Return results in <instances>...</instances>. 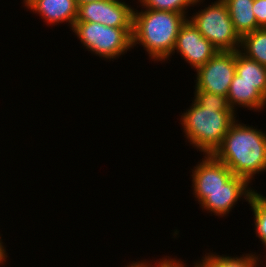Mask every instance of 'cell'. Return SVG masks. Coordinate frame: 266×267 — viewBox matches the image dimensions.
<instances>
[{
	"label": "cell",
	"instance_id": "3",
	"mask_svg": "<svg viewBox=\"0 0 266 267\" xmlns=\"http://www.w3.org/2000/svg\"><path fill=\"white\" fill-rule=\"evenodd\" d=\"M236 117L232 108L201 107L193 100L182 113L180 124L190 145L208 155L220 146Z\"/></svg>",
	"mask_w": 266,
	"mask_h": 267
},
{
	"label": "cell",
	"instance_id": "24",
	"mask_svg": "<svg viewBox=\"0 0 266 267\" xmlns=\"http://www.w3.org/2000/svg\"><path fill=\"white\" fill-rule=\"evenodd\" d=\"M95 1H100V0H76L77 5H82L84 3H90V2H95Z\"/></svg>",
	"mask_w": 266,
	"mask_h": 267
},
{
	"label": "cell",
	"instance_id": "19",
	"mask_svg": "<svg viewBox=\"0 0 266 267\" xmlns=\"http://www.w3.org/2000/svg\"><path fill=\"white\" fill-rule=\"evenodd\" d=\"M194 101L201 107L231 108L227 97L207 91H194Z\"/></svg>",
	"mask_w": 266,
	"mask_h": 267
},
{
	"label": "cell",
	"instance_id": "9",
	"mask_svg": "<svg viewBox=\"0 0 266 267\" xmlns=\"http://www.w3.org/2000/svg\"><path fill=\"white\" fill-rule=\"evenodd\" d=\"M175 50L195 70L205 65L218 52L188 19L180 27L174 54Z\"/></svg>",
	"mask_w": 266,
	"mask_h": 267
},
{
	"label": "cell",
	"instance_id": "17",
	"mask_svg": "<svg viewBox=\"0 0 266 267\" xmlns=\"http://www.w3.org/2000/svg\"><path fill=\"white\" fill-rule=\"evenodd\" d=\"M205 0H138L144 9L171 11L188 16V8L201 5ZM200 2V3H199ZM187 10V11H186Z\"/></svg>",
	"mask_w": 266,
	"mask_h": 267
},
{
	"label": "cell",
	"instance_id": "10",
	"mask_svg": "<svg viewBox=\"0 0 266 267\" xmlns=\"http://www.w3.org/2000/svg\"><path fill=\"white\" fill-rule=\"evenodd\" d=\"M192 170L193 191H214L223 188V185L234 174L212 154L204 155Z\"/></svg>",
	"mask_w": 266,
	"mask_h": 267
},
{
	"label": "cell",
	"instance_id": "23",
	"mask_svg": "<svg viewBox=\"0 0 266 267\" xmlns=\"http://www.w3.org/2000/svg\"><path fill=\"white\" fill-rule=\"evenodd\" d=\"M125 267H144V266L139 261H137V262L133 261L132 263H129Z\"/></svg>",
	"mask_w": 266,
	"mask_h": 267
},
{
	"label": "cell",
	"instance_id": "4",
	"mask_svg": "<svg viewBox=\"0 0 266 267\" xmlns=\"http://www.w3.org/2000/svg\"><path fill=\"white\" fill-rule=\"evenodd\" d=\"M72 31L83 44L82 46L105 60L118 59L133 48V28H115L93 22H75Z\"/></svg>",
	"mask_w": 266,
	"mask_h": 267
},
{
	"label": "cell",
	"instance_id": "18",
	"mask_svg": "<svg viewBox=\"0 0 266 267\" xmlns=\"http://www.w3.org/2000/svg\"><path fill=\"white\" fill-rule=\"evenodd\" d=\"M254 217V229L256 237L262 242L266 248V197L256 192L248 202Z\"/></svg>",
	"mask_w": 266,
	"mask_h": 267
},
{
	"label": "cell",
	"instance_id": "14",
	"mask_svg": "<svg viewBox=\"0 0 266 267\" xmlns=\"http://www.w3.org/2000/svg\"><path fill=\"white\" fill-rule=\"evenodd\" d=\"M232 81L253 84L266 97V67L236 51V69Z\"/></svg>",
	"mask_w": 266,
	"mask_h": 267
},
{
	"label": "cell",
	"instance_id": "8",
	"mask_svg": "<svg viewBox=\"0 0 266 267\" xmlns=\"http://www.w3.org/2000/svg\"><path fill=\"white\" fill-rule=\"evenodd\" d=\"M134 7L123 0H100L78 6L76 22H93L115 28H133Z\"/></svg>",
	"mask_w": 266,
	"mask_h": 267
},
{
	"label": "cell",
	"instance_id": "12",
	"mask_svg": "<svg viewBox=\"0 0 266 267\" xmlns=\"http://www.w3.org/2000/svg\"><path fill=\"white\" fill-rule=\"evenodd\" d=\"M227 99L234 112L237 107L257 112L266 108V97L253 84L244 81L231 82Z\"/></svg>",
	"mask_w": 266,
	"mask_h": 267
},
{
	"label": "cell",
	"instance_id": "5",
	"mask_svg": "<svg viewBox=\"0 0 266 267\" xmlns=\"http://www.w3.org/2000/svg\"><path fill=\"white\" fill-rule=\"evenodd\" d=\"M187 19L218 51L240 50L241 38L235 32L227 5L223 0L208 4Z\"/></svg>",
	"mask_w": 266,
	"mask_h": 267
},
{
	"label": "cell",
	"instance_id": "21",
	"mask_svg": "<svg viewBox=\"0 0 266 267\" xmlns=\"http://www.w3.org/2000/svg\"><path fill=\"white\" fill-rule=\"evenodd\" d=\"M253 13L260 28H266V0H254Z\"/></svg>",
	"mask_w": 266,
	"mask_h": 267
},
{
	"label": "cell",
	"instance_id": "2",
	"mask_svg": "<svg viewBox=\"0 0 266 267\" xmlns=\"http://www.w3.org/2000/svg\"><path fill=\"white\" fill-rule=\"evenodd\" d=\"M186 20L181 13L134 8L132 47L142 45L154 62L167 61L173 55L180 27Z\"/></svg>",
	"mask_w": 266,
	"mask_h": 267
},
{
	"label": "cell",
	"instance_id": "20",
	"mask_svg": "<svg viewBox=\"0 0 266 267\" xmlns=\"http://www.w3.org/2000/svg\"><path fill=\"white\" fill-rule=\"evenodd\" d=\"M144 267H186L187 265L181 261V259H177V258H171V256L169 257H164V258H160V261H157L152 265L149 263L150 261H146V260H141L139 261ZM158 262V263H157ZM155 265V266H154Z\"/></svg>",
	"mask_w": 266,
	"mask_h": 267
},
{
	"label": "cell",
	"instance_id": "6",
	"mask_svg": "<svg viewBox=\"0 0 266 267\" xmlns=\"http://www.w3.org/2000/svg\"><path fill=\"white\" fill-rule=\"evenodd\" d=\"M236 69V51H218L205 65L196 69L195 91L227 97Z\"/></svg>",
	"mask_w": 266,
	"mask_h": 267
},
{
	"label": "cell",
	"instance_id": "7",
	"mask_svg": "<svg viewBox=\"0 0 266 267\" xmlns=\"http://www.w3.org/2000/svg\"><path fill=\"white\" fill-rule=\"evenodd\" d=\"M257 192L250 187L249 182L237 175L229 179L221 189L214 191H193L202 210L214 213L215 216L224 217L235 207L238 200L245 199L247 202Z\"/></svg>",
	"mask_w": 266,
	"mask_h": 267
},
{
	"label": "cell",
	"instance_id": "13",
	"mask_svg": "<svg viewBox=\"0 0 266 267\" xmlns=\"http://www.w3.org/2000/svg\"><path fill=\"white\" fill-rule=\"evenodd\" d=\"M228 8L235 32L242 38L260 27L253 13L254 0H223Z\"/></svg>",
	"mask_w": 266,
	"mask_h": 267
},
{
	"label": "cell",
	"instance_id": "15",
	"mask_svg": "<svg viewBox=\"0 0 266 267\" xmlns=\"http://www.w3.org/2000/svg\"><path fill=\"white\" fill-rule=\"evenodd\" d=\"M256 255V253H244L240 257H237V255L233 257L209 252L201 260L194 262L193 267H259L262 260L259 255Z\"/></svg>",
	"mask_w": 266,
	"mask_h": 267
},
{
	"label": "cell",
	"instance_id": "22",
	"mask_svg": "<svg viewBox=\"0 0 266 267\" xmlns=\"http://www.w3.org/2000/svg\"><path fill=\"white\" fill-rule=\"evenodd\" d=\"M1 234H0V265H4V263L7 261L8 253H6V248L3 245Z\"/></svg>",
	"mask_w": 266,
	"mask_h": 267
},
{
	"label": "cell",
	"instance_id": "1",
	"mask_svg": "<svg viewBox=\"0 0 266 267\" xmlns=\"http://www.w3.org/2000/svg\"><path fill=\"white\" fill-rule=\"evenodd\" d=\"M212 155L251 183L256 174L266 172V132L237 119Z\"/></svg>",
	"mask_w": 266,
	"mask_h": 267
},
{
	"label": "cell",
	"instance_id": "16",
	"mask_svg": "<svg viewBox=\"0 0 266 267\" xmlns=\"http://www.w3.org/2000/svg\"><path fill=\"white\" fill-rule=\"evenodd\" d=\"M239 51L266 67V28H259L244 35Z\"/></svg>",
	"mask_w": 266,
	"mask_h": 267
},
{
	"label": "cell",
	"instance_id": "11",
	"mask_svg": "<svg viewBox=\"0 0 266 267\" xmlns=\"http://www.w3.org/2000/svg\"><path fill=\"white\" fill-rule=\"evenodd\" d=\"M24 6L35 14H39L48 25L68 22L73 28L78 16L76 0H23Z\"/></svg>",
	"mask_w": 266,
	"mask_h": 267
}]
</instances>
